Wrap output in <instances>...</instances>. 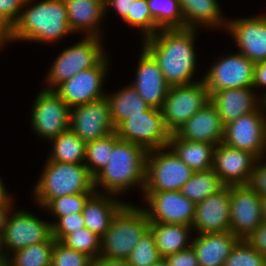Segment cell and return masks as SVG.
<instances>
[{
  "mask_svg": "<svg viewBox=\"0 0 266 266\" xmlns=\"http://www.w3.org/2000/svg\"><path fill=\"white\" fill-rule=\"evenodd\" d=\"M127 204L116 195L95 192L85 203L81 212L85 228L103 237L109 229L113 218Z\"/></svg>",
  "mask_w": 266,
  "mask_h": 266,
  "instance_id": "obj_26",
  "label": "cell"
},
{
  "mask_svg": "<svg viewBox=\"0 0 266 266\" xmlns=\"http://www.w3.org/2000/svg\"><path fill=\"white\" fill-rule=\"evenodd\" d=\"M64 2L68 23L73 33L82 32L84 37L102 38L103 30L99 25L105 16L104 0H64Z\"/></svg>",
  "mask_w": 266,
  "mask_h": 266,
  "instance_id": "obj_24",
  "label": "cell"
},
{
  "mask_svg": "<svg viewBox=\"0 0 266 266\" xmlns=\"http://www.w3.org/2000/svg\"><path fill=\"white\" fill-rule=\"evenodd\" d=\"M33 191L35 203L43 208L64 195L95 193L94 176L84 163L47 160Z\"/></svg>",
  "mask_w": 266,
  "mask_h": 266,
  "instance_id": "obj_4",
  "label": "cell"
},
{
  "mask_svg": "<svg viewBox=\"0 0 266 266\" xmlns=\"http://www.w3.org/2000/svg\"><path fill=\"white\" fill-rule=\"evenodd\" d=\"M255 91L253 87H247L209 92L210 102L216 107L224 126L256 111L263 104V99Z\"/></svg>",
  "mask_w": 266,
  "mask_h": 266,
  "instance_id": "obj_22",
  "label": "cell"
},
{
  "mask_svg": "<svg viewBox=\"0 0 266 266\" xmlns=\"http://www.w3.org/2000/svg\"><path fill=\"white\" fill-rule=\"evenodd\" d=\"M69 129L85 143L115 132L107 98L71 107Z\"/></svg>",
  "mask_w": 266,
  "mask_h": 266,
  "instance_id": "obj_16",
  "label": "cell"
},
{
  "mask_svg": "<svg viewBox=\"0 0 266 266\" xmlns=\"http://www.w3.org/2000/svg\"><path fill=\"white\" fill-rule=\"evenodd\" d=\"M2 178L0 177V204H14L12 195L8 193L6 186H4Z\"/></svg>",
  "mask_w": 266,
  "mask_h": 266,
  "instance_id": "obj_51",
  "label": "cell"
},
{
  "mask_svg": "<svg viewBox=\"0 0 266 266\" xmlns=\"http://www.w3.org/2000/svg\"><path fill=\"white\" fill-rule=\"evenodd\" d=\"M261 207L263 222L266 223V197L261 198Z\"/></svg>",
  "mask_w": 266,
  "mask_h": 266,
  "instance_id": "obj_53",
  "label": "cell"
},
{
  "mask_svg": "<svg viewBox=\"0 0 266 266\" xmlns=\"http://www.w3.org/2000/svg\"><path fill=\"white\" fill-rule=\"evenodd\" d=\"M261 197L248 184L230 186V232L240 240L263 223Z\"/></svg>",
  "mask_w": 266,
  "mask_h": 266,
  "instance_id": "obj_17",
  "label": "cell"
},
{
  "mask_svg": "<svg viewBox=\"0 0 266 266\" xmlns=\"http://www.w3.org/2000/svg\"><path fill=\"white\" fill-rule=\"evenodd\" d=\"M115 132L120 139L139 145L147 151L167 147L171 135L164 124L162 110L152 107L141 115L124 120Z\"/></svg>",
  "mask_w": 266,
  "mask_h": 266,
  "instance_id": "obj_9",
  "label": "cell"
},
{
  "mask_svg": "<svg viewBox=\"0 0 266 266\" xmlns=\"http://www.w3.org/2000/svg\"><path fill=\"white\" fill-rule=\"evenodd\" d=\"M35 2L36 0H26L16 23L8 31V43L19 40L56 43L73 33L64 0Z\"/></svg>",
  "mask_w": 266,
  "mask_h": 266,
  "instance_id": "obj_2",
  "label": "cell"
},
{
  "mask_svg": "<svg viewBox=\"0 0 266 266\" xmlns=\"http://www.w3.org/2000/svg\"><path fill=\"white\" fill-rule=\"evenodd\" d=\"M61 242L71 249L86 254L93 260L100 256L101 237L87 228L68 234Z\"/></svg>",
  "mask_w": 266,
  "mask_h": 266,
  "instance_id": "obj_37",
  "label": "cell"
},
{
  "mask_svg": "<svg viewBox=\"0 0 266 266\" xmlns=\"http://www.w3.org/2000/svg\"><path fill=\"white\" fill-rule=\"evenodd\" d=\"M31 111V128L44 140L50 141L70 128L71 108L54 90L43 88L37 94Z\"/></svg>",
  "mask_w": 266,
  "mask_h": 266,
  "instance_id": "obj_11",
  "label": "cell"
},
{
  "mask_svg": "<svg viewBox=\"0 0 266 266\" xmlns=\"http://www.w3.org/2000/svg\"><path fill=\"white\" fill-rule=\"evenodd\" d=\"M123 21L127 27L129 25L133 29H140L143 40L155 35L160 30L150 13L147 0H132L131 14H128Z\"/></svg>",
  "mask_w": 266,
  "mask_h": 266,
  "instance_id": "obj_36",
  "label": "cell"
},
{
  "mask_svg": "<svg viewBox=\"0 0 266 266\" xmlns=\"http://www.w3.org/2000/svg\"><path fill=\"white\" fill-rule=\"evenodd\" d=\"M256 88H264L266 89V61L257 62L254 65V74H253V86ZM262 99L266 97V92L259 95Z\"/></svg>",
  "mask_w": 266,
  "mask_h": 266,
  "instance_id": "obj_48",
  "label": "cell"
},
{
  "mask_svg": "<svg viewBox=\"0 0 266 266\" xmlns=\"http://www.w3.org/2000/svg\"><path fill=\"white\" fill-rule=\"evenodd\" d=\"M93 259L55 240L51 266H92Z\"/></svg>",
  "mask_w": 266,
  "mask_h": 266,
  "instance_id": "obj_41",
  "label": "cell"
},
{
  "mask_svg": "<svg viewBox=\"0 0 266 266\" xmlns=\"http://www.w3.org/2000/svg\"><path fill=\"white\" fill-rule=\"evenodd\" d=\"M179 4L184 28L225 29L227 26V20L223 17L217 0H179Z\"/></svg>",
  "mask_w": 266,
  "mask_h": 266,
  "instance_id": "obj_27",
  "label": "cell"
},
{
  "mask_svg": "<svg viewBox=\"0 0 266 266\" xmlns=\"http://www.w3.org/2000/svg\"><path fill=\"white\" fill-rule=\"evenodd\" d=\"M240 239L232 232L197 234L192 239L199 266H224Z\"/></svg>",
  "mask_w": 266,
  "mask_h": 266,
  "instance_id": "obj_25",
  "label": "cell"
},
{
  "mask_svg": "<svg viewBox=\"0 0 266 266\" xmlns=\"http://www.w3.org/2000/svg\"><path fill=\"white\" fill-rule=\"evenodd\" d=\"M222 143L250 152L257 159L265 158L266 110L264 105L226 124Z\"/></svg>",
  "mask_w": 266,
  "mask_h": 266,
  "instance_id": "obj_10",
  "label": "cell"
},
{
  "mask_svg": "<svg viewBox=\"0 0 266 266\" xmlns=\"http://www.w3.org/2000/svg\"><path fill=\"white\" fill-rule=\"evenodd\" d=\"M248 185L254 191H256L261 198L266 197V161H265V158H260L256 160Z\"/></svg>",
  "mask_w": 266,
  "mask_h": 266,
  "instance_id": "obj_44",
  "label": "cell"
},
{
  "mask_svg": "<svg viewBox=\"0 0 266 266\" xmlns=\"http://www.w3.org/2000/svg\"><path fill=\"white\" fill-rule=\"evenodd\" d=\"M26 0H0V24L8 32L16 23Z\"/></svg>",
  "mask_w": 266,
  "mask_h": 266,
  "instance_id": "obj_43",
  "label": "cell"
},
{
  "mask_svg": "<svg viewBox=\"0 0 266 266\" xmlns=\"http://www.w3.org/2000/svg\"><path fill=\"white\" fill-rule=\"evenodd\" d=\"M147 154L145 148L119 139L110 150L107 165L94 176L95 191L121 196L139 185L143 192Z\"/></svg>",
  "mask_w": 266,
  "mask_h": 266,
  "instance_id": "obj_3",
  "label": "cell"
},
{
  "mask_svg": "<svg viewBox=\"0 0 266 266\" xmlns=\"http://www.w3.org/2000/svg\"><path fill=\"white\" fill-rule=\"evenodd\" d=\"M115 129L131 116L141 115L151 106L128 84L117 92L106 94Z\"/></svg>",
  "mask_w": 266,
  "mask_h": 266,
  "instance_id": "obj_30",
  "label": "cell"
},
{
  "mask_svg": "<svg viewBox=\"0 0 266 266\" xmlns=\"http://www.w3.org/2000/svg\"><path fill=\"white\" fill-rule=\"evenodd\" d=\"M0 266H8V255L4 248L2 237H0Z\"/></svg>",
  "mask_w": 266,
  "mask_h": 266,
  "instance_id": "obj_52",
  "label": "cell"
},
{
  "mask_svg": "<svg viewBox=\"0 0 266 266\" xmlns=\"http://www.w3.org/2000/svg\"><path fill=\"white\" fill-rule=\"evenodd\" d=\"M94 193H79L73 195H64L57 199H51L44 207L46 210L58 219L67 214L81 213L85 203Z\"/></svg>",
  "mask_w": 266,
  "mask_h": 266,
  "instance_id": "obj_39",
  "label": "cell"
},
{
  "mask_svg": "<svg viewBox=\"0 0 266 266\" xmlns=\"http://www.w3.org/2000/svg\"><path fill=\"white\" fill-rule=\"evenodd\" d=\"M149 229L154 235L155 245L162 258L192 245V236L190 235L194 231L192 226L150 222Z\"/></svg>",
  "mask_w": 266,
  "mask_h": 266,
  "instance_id": "obj_29",
  "label": "cell"
},
{
  "mask_svg": "<svg viewBox=\"0 0 266 266\" xmlns=\"http://www.w3.org/2000/svg\"><path fill=\"white\" fill-rule=\"evenodd\" d=\"M246 241L266 256V223L263 222Z\"/></svg>",
  "mask_w": 266,
  "mask_h": 266,
  "instance_id": "obj_46",
  "label": "cell"
},
{
  "mask_svg": "<svg viewBox=\"0 0 266 266\" xmlns=\"http://www.w3.org/2000/svg\"><path fill=\"white\" fill-rule=\"evenodd\" d=\"M164 259L168 266H199L196 253L192 246L169 255Z\"/></svg>",
  "mask_w": 266,
  "mask_h": 266,
  "instance_id": "obj_45",
  "label": "cell"
},
{
  "mask_svg": "<svg viewBox=\"0 0 266 266\" xmlns=\"http://www.w3.org/2000/svg\"><path fill=\"white\" fill-rule=\"evenodd\" d=\"M197 31L191 28L160 29L142 41V47L157 62L170 87L200 81L193 80L198 63L194 48Z\"/></svg>",
  "mask_w": 266,
  "mask_h": 266,
  "instance_id": "obj_1",
  "label": "cell"
},
{
  "mask_svg": "<svg viewBox=\"0 0 266 266\" xmlns=\"http://www.w3.org/2000/svg\"><path fill=\"white\" fill-rule=\"evenodd\" d=\"M150 13L160 29L184 28L179 0H147Z\"/></svg>",
  "mask_w": 266,
  "mask_h": 266,
  "instance_id": "obj_34",
  "label": "cell"
},
{
  "mask_svg": "<svg viewBox=\"0 0 266 266\" xmlns=\"http://www.w3.org/2000/svg\"><path fill=\"white\" fill-rule=\"evenodd\" d=\"M263 105H264L265 110H266V97L263 99Z\"/></svg>",
  "mask_w": 266,
  "mask_h": 266,
  "instance_id": "obj_57",
  "label": "cell"
},
{
  "mask_svg": "<svg viewBox=\"0 0 266 266\" xmlns=\"http://www.w3.org/2000/svg\"><path fill=\"white\" fill-rule=\"evenodd\" d=\"M52 236L55 240L62 241L68 234L85 228L82 213H72L60 216L57 221L51 222Z\"/></svg>",
  "mask_w": 266,
  "mask_h": 266,
  "instance_id": "obj_42",
  "label": "cell"
},
{
  "mask_svg": "<svg viewBox=\"0 0 266 266\" xmlns=\"http://www.w3.org/2000/svg\"><path fill=\"white\" fill-rule=\"evenodd\" d=\"M92 266H130L127 260H118V259H108L105 257L99 256L94 259Z\"/></svg>",
  "mask_w": 266,
  "mask_h": 266,
  "instance_id": "obj_49",
  "label": "cell"
},
{
  "mask_svg": "<svg viewBox=\"0 0 266 266\" xmlns=\"http://www.w3.org/2000/svg\"><path fill=\"white\" fill-rule=\"evenodd\" d=\"M231 37L239 48V53L250 61H266V13L259 16L227 19Z\"/></svg>",
  "mask_w": 266,
  "mask_h": 266,
  "instance_id": "obj_18",
  "label": "cell"
},
{
  "mask_svg": "<svg viewBox=\"0 0 266 266\" xmlns=\"http://www.w3.org/2000/svg\"><path fill=\"white\" fill-rule=\"evenodd\" d=\"M8 42V34H0V48Z\"/></svg>",
  "mask_w": 266,
  "mask_h": 266,
  "instance_id": "obj_54",
  "label": "cell"
},
{
  "mask_svg": "<svg viewBox=\"0 0 266 266\" xmlns=\"http://www.w3.org/2000/svg\"><path fill=\"white\" fill-rule=\"evenodd\" d=\"M210 102V94L203 77L200 81L168 89L161 108L167 130L175 133L199 109Z\"/></svg>",
  "mask_w": 266,
  "mask_h": 266,
  "instance_id": "obj_8",
  "label": "cell"
},
{
  "mask_svg": "<svg viewBox=\"0 0 266 266\" xmlns=\"http://www.w3.org/2000/svg\"><path fill=\"white\" fill-rule=\"evenodd\" d=\"M51 236L50 222L39 219L30 211L12 209L1 237L9 256L19 249L47 241Z\"/></svg>",
  "mask_w": 266,
  "mask_h": 266,
  "instance_id": "obj_13",
  "label": "cell"
},
{
  "mask_svg": "<svg viewBox=\"0 0 266 266\" xmlns=\"http://www.w3.org/2000/svg\"><path fill=\"white\" fill-rule=\"evenodd\" d=\"M149 227L150 221L145 211L135 203L128 202L113 218L109 229L101 238L100 256L127 260Z\"/></svg>",
  "mask_w": 266,
  "mask_h": 266,
  "instance_id": "obj_5",
  "label": "cell"
},
{
  "mask_svg": "<svg viewBox=\"0 0 266 266\" xmlns=\"http://www.w3.org/2000/svg\"><path fill=\"white\" fill-rule=\"evenodd\" d=\"M224 266H266V256L246 240H240L225 260Z\"/></svg>",
  "mask_w": 266,
  "mask_h": 266,
  "instance_id": "obj_40",
  "label": "cell"
},
{
  "mask_svg": "<svg viewBox=\"0 0 266 266\" xmlns=\"http://www.w3.org/2000/svg\"><path fill=\"white\" fill-rule=\"evenodd\" d=\"M150 222L192 226L196 204L181 191H143Z\"/></svg>",
  "mask_w": 266,
  "mask_h": 266,
  "instance_id": "obj_12",
  "label": "cell"
},
{
  "mask_svg": "<svg viewBox=\"0 0 266 266\" xmlns=\"http://www.w3.org/2000/svg\"><path fill=\"white\" fill-rule=\"evenodd\" d=\"M0 34H8V32L0 24Z\"/></svg>",
  "mask_w": 266,
  "mask_h": 266,
  "instance_id": "obj_56",
  "label": "cell"
},
{
  "mask_svg": "<svg viewBox=\"0 0 266 266\" xmlns=\"http://www.w3.org/2000/svg\"><path fill=\"white\" fill-rule=\"evenodd\" d=\"M108 55L97 65L83 70L58 85L55 93L71 108L106 97L104 80L109 65Z\"/></svg>",
  "mask_w": 266,
  "mask_h": 266,
  "instance_id": "obj_14",
  "label": "cell"
},
{
  "mask_svg": "<svg viewBox=\"0 0 266 266\" xmlns=\"http://www.w3.org/2000/svg\"><path fill=\"white\" fill-rule=\"evenodd\" d=\"M168 147L193 171H208L212 169L214 144L184 140L176 133H172Z\"/></svg>",
  "mask_w": 266,
  "mask_h": 266,
  "instance_id": "obj_28",
  "label": "cell"
},
{
  "mask_svg": "<svg viewBox=\"0 0 266 266\" xmlns=\"http://www.w3.org/2000/svg\"><path fill=\"white\" fill-rule=\"evenodd\" d=\"M194 172L168 146L148 151L143 191H181Z\"/></svg>",
  "mask_w": 266,
  "mask_h": 266,
  "instance_id": "obj_7",
  "label": "cell"
},
{
  "mask_svg": "<svg viewBox=\"0 0 266 266\" xmlns=\"http://www.w3.org/2000/svg\"><path fill=\"white\" fill-rule=\"evenodd\" d=\"M140 53L136 80L131 85L152 108L161 109L170 86L154 58L143 47Z\"/></svg>",
  "mask_w": 266,
  "mask_h": 266,
  "instance_id": "obj_21",
  "label": "cell"
},
{
  "mask_svg": "<svg viewBox=\"0 0 266 266\" xmlns=\"http://www.w3.org/2000/svg\"><path fill=\"white\" fill-rule=\"evenodd\" d=\"M105 13L112 7L117 15L123 20L128 14H131L132 0H104Z\"/></svg>",
  "mask_w": 266,
  "mask_h": 266,
  "instance_id": "obj_47",
  "label": "cell"
},
{
  "mask_svg": "<svg viewBox=\"0 0 266 266\" xmlns=\"http://www.w3.org/2000/svg\"><path fill=\"white\" fill-rule=\"evenodd\" d=\"M54 243L51 236L47 241L14 251L8 256V266H51Z\"/></svg>",
  "mask_w": 266,
  "mask_h": 266,
  "instance_id": "obj_33",
  "label": "cell"
},
{
  "mask_svg": "<svg viewBox=\"0 0 266 266\" xmlns=\"http://www.w3.org/2000/svg\"><path fill=\"white\" fill-rule=\"evenodd\" d=\"M224 187L225 185L218 175L211 169L194 172L192 177L183 185L181 192L185 197L197 204L216 194Z\"/></svg>",
  "mask_w": 266,
  "mask_h": 266,
  "instance_id": "obj_32",
  "label": "cell"
},
{
  "mask_svg": "<svg viewBox=\"0 0 266 266\" xmlns=\"http://www.w3.org/2000/svg\"><path fill=\"white\" fill-rule=\"evenodd\" d=\"M175 133L184 140L212 143L216 146L223 141L224 125L216 107L208 102Z\"/></svg>",
  "mask_w": 266,
  "mask_h": 266,
  "instance_id": "obj_23",
  "label": "cell"
},
{
  "mask_svg": "<svg viewBox=\"0 0 266 266\" xmlns=\"http://www.w3.org/2000/svg\"><path fill=\"white\" fill-rule=\"evenodd\" d=\"M119 139L116 132H113L103 138L90 141L86 144L84 164L93 176L107 165L110 157V150L113 149L114 144Z\"/></svg>",
  "mask_w": 266,
  "mask_h": 266,
  "instance_id": "obj_35",
  "label": "cell"
},
{
  "mask_svg": "<svg viewBox=\"0 0 266 266\" xmlns=\"http://www.w3.org/2000/svg\"><path fill=\"white\" fill-rule=\"evenodd\" d=\"M52 149L47 160L61 163H84L86 157V144L70 129L48 141Z\"/></svg>",
  "mask_w": 266,
  "mask_h": 266,
  "instance_id": "obj_31",
  "label": "cell"
},
{
  "mask_svg": "<svg viewBox=\"0 0 266 266\" xmlns=\"http://www.w3.org/2000/svg\"><path fill=\"white\" fill-rule=\"evenodd\" d=\"M257 158L224 143L215 146L212 170L225 186L247 185Z\"/></svg>",
  "mask_w": 266,
  "mask_h": 266,
  "instance_id": "obj_19",
  "label": "cell"
},
{
  "mask_svg": "<svg viewBox=\"0 0 266 266\" xmlns=\"http://www.w3.org/2000/svg\"><path fill=\"white\" fill-rule=\"evenodd\" d=\"M161 259L162 256L155 245L154 235L149 229L131 251L127 261L130 266H150Z\"/></svg>",
  "mask_w": 266,
  "mask_h": 266,
  "instance_id": "obj_38",
  "label": "cell"
},
{
  "mask_svg": "<svg viewBox=\"0 0 266 266\" xmlns=\"http://www.w3.org/2000/svg\"><path fill=\"white\" fill-rule=\"evenodd\" d=\"M14 204H0V237L3 234L9 213L12 211Z\"/></svg>",
  "mask_w": 266,
  "mask_h": 266,
  "instance_id": "obj_50",
  "label": "cell"
},
{
  "mask_svg": "<svg viewBox=\"0 0 266 266\" xmlns=\"http://www.w3.org/2000/svg\"><path fill=\"white\" fill-rule=\"evenodd\" d=\"M103 39L84 37L57 55L45 77L44 89L54 90L77 73L97 66L108 54L104 51ZM48 83V84H47Z\"/></svg>",
  "mask_w": 266,
  "mask_h": 266,
  "instance_id": "obj_6",
  "label": "cell"
},
{
  "mask_svg": "<svg viewBox=\"0 0 266 266\" xmlns=\"http://www.w3.org/2000/svg\"><path fill=\"white\" fill-rule=\"evenodd\" d=\"M226 56L216 59L203 76L208 91L252 87L255 63L239 52Z\"/></svg>",
  "mask_w": 266,
  "mask_h": 266,
  "instance_id": "obj_15",
  "label": "cell"
},
{
  "mask_svg": "<svg viewBox=\"0 0 266 266\" xmlns=\"http://www.w3.org/2000/svg\"><path fill=\"white\" fill-rule=\"evenodd\" d=\"M150 266H168V265H167L165 259L162 258L161 260H159V261L153 263V264L150 265Z\"/></svg>",
  "mask_w": 266,
  "mask_h": 266,
  "instance_id": "obj_55",
  "label": "cell"
},
{
  "mask_svg": "<svg viewBox=\"0 0 266 266\" xmlns=\"http://www.w3.org/2000/svg\"><path fill=\"white\" fill-rule=\"evenodd\" d=\"M192 228L197 234L230 232V186L196 204Z\"/></svg>",
  "mask_w": 266,
  "mask_h": 266,
  "instance_id": "obj_20",
  "label": "cell"
}]
</instances>
